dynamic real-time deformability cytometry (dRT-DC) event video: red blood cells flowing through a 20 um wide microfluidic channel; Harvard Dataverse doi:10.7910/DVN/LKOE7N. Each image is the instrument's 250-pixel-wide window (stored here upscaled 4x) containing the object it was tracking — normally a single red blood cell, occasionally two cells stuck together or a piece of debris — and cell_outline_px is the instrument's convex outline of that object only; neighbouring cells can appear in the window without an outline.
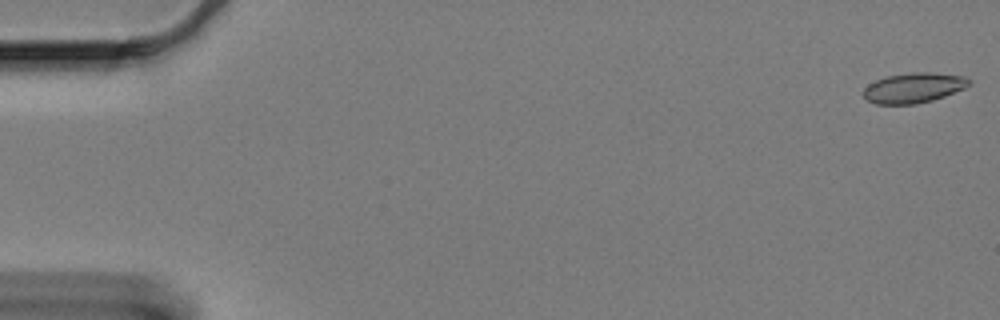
{"species": "Egyptian fruit bat (a non-hibernating species)", "species_latin": "Rousettus aegyptiacus", "temperature_condition": "cold", "stored_images_in_passage": 52, "camera_frame_rate_fps": 3000, "um_per_image_px": 0.085, "animal": {"sex": "female"}, "frame": {"image": 1, "passage_image": 1, "time_ms": 0.0, "image_size_px": [1000, 320], "cell_outline_px": [[972, 84], [964, 88], [944, 96], [932, 100], [916, 104], [876, 104], [868, 100], [864, 96], [864, 88], [868, 84], [876, 80], [888, 76], [912, 72], [932, 72], [964, 76], [972, 80]], "centroid_in_image_um": [77.69, 7.46], "position_along_channel_um": 7.3, "area_um2": 18.5}}
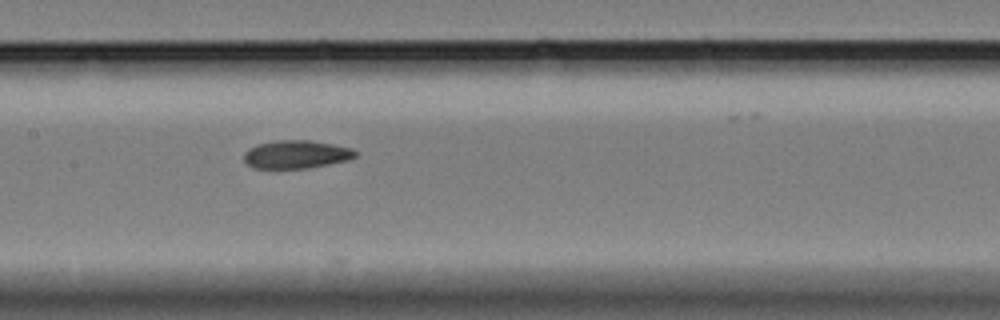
{"frame": {"image": 2, "passage_image": 30, "time_ms": 9.667, "image_size_px": [1000, 320], "cell_outline_px": [[356, 156], [348, 160], [308, 168], [252, 168], [244, 160], [244, 152], [248, 148], [256, 144], [276, 140], [308, 140], [332, 144], [352, 148], [356, 152]], "centroid_in_image_um": [25.15, 13.12], "position_along_channel_um": 182.3, "area_um2": 18.26}}
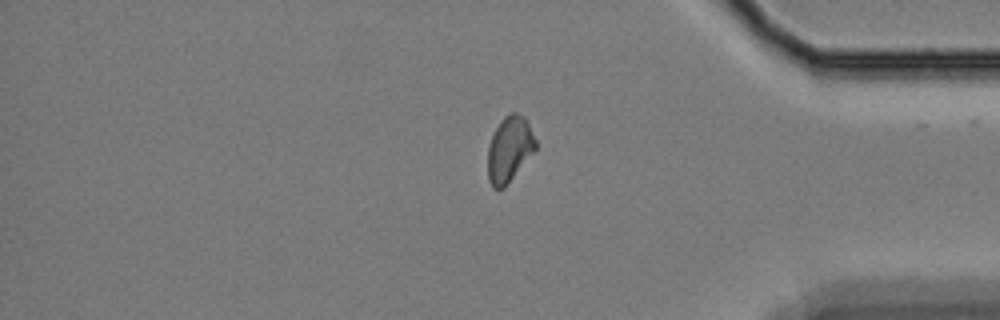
{"frame": {"image": 3, "passage_image": 51, "time_ms": 16.667, "image_size_px": [1000, 320], "cell_outline_px": [[536, 148], [504, 188], [492, 188], [488, 180], [488, 148], [492, 136], [500, 120], [508, 112], [516, 112], [524, 116], [536, 140]], "centroid_in_image_um": [43.28, 12.66], "position_along_channel_um": 391.9, "area_um2": 18.09}}